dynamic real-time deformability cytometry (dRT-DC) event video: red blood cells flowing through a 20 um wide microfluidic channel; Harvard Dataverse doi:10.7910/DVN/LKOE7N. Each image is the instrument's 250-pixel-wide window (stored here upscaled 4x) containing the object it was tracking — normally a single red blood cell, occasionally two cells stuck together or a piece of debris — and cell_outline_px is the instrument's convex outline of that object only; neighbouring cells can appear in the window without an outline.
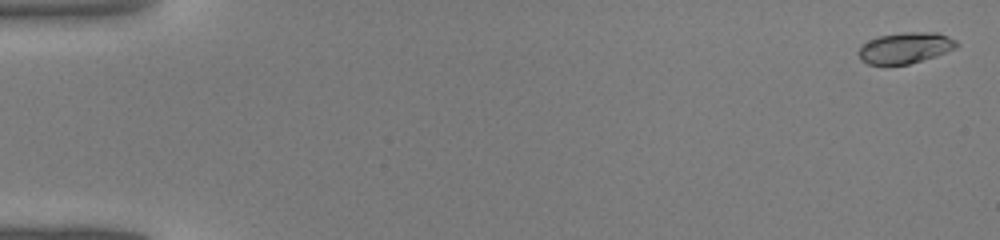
{"species": "common noctule bat (a hibernating species)", "species_latin": "Nyctalus noctula", "temperature_condition": "warm", "stored_images_in_passage": 45, "camera_frame_rate_fps": 3000, "um_per_image_px": 0.085, "animal": {"sex": "male", "body_mass_g": 19.0, "forearm_length_mm": 50.8}, "frame": {"image": 1, "passage_image": 2, "time_ms": 0.333, "image_size_px": [1000, 240], "cell_outline_px": [[960, 44], [956, 48], [936, 56], [908, 64], [868, 64], [860, 60], [860, 48], [868, 40], [876, 36], [904, 32], [936, 32], [948, 36], [956, 40]], "centroid_in_image_um": [76.98, 4.05], "position_along_channel_um": 8.0, "area_um2": 17.69}}
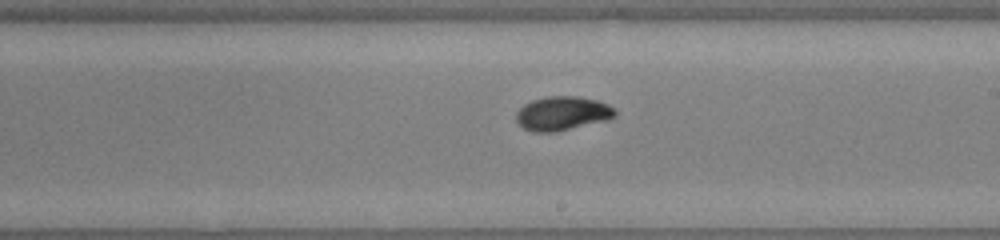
{"frame": {"image": 2, "passage_image": 27, "time_ms": 8.667, "image_size_px": [1000, 240], "cell_outline_px": [[616, 116], [608, 120], [556, 132], [532, 132], [524, 128], [516, 120], [516, 112], [524, 104], [532, 100], [548, 96], [580, 96], [596, 100], [608, 104], [616, 112]], "centroid_in_image_um": [47.8, 9.64], "position_along_channel_um": 241.2, "area_um2": 19.65}}
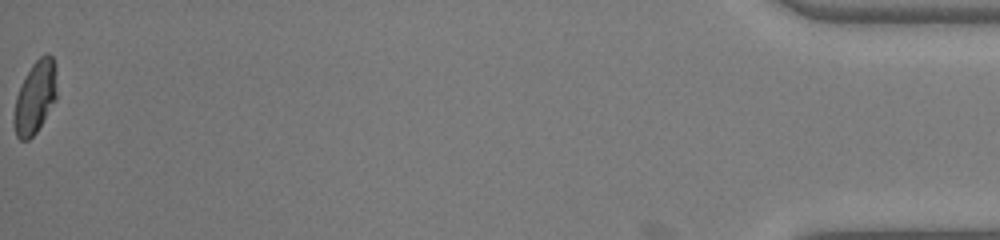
{"frame": {"image": 3, "passage_image": 45, "time_ms": 14.667, "image_size_px": [1000, 240], "cell_outline_px": [[56, 100], [36, 132], [28, 140], [20, 140], [16, 136], [12, 120], [16, 96], [32, 64], [40, 56], [48, 52], [52, 56], [56, 64]], "centroid_in_image_um": [2.99, 8.27], "position_along_channel_um": 432.2, "area_um2": 18.15}}